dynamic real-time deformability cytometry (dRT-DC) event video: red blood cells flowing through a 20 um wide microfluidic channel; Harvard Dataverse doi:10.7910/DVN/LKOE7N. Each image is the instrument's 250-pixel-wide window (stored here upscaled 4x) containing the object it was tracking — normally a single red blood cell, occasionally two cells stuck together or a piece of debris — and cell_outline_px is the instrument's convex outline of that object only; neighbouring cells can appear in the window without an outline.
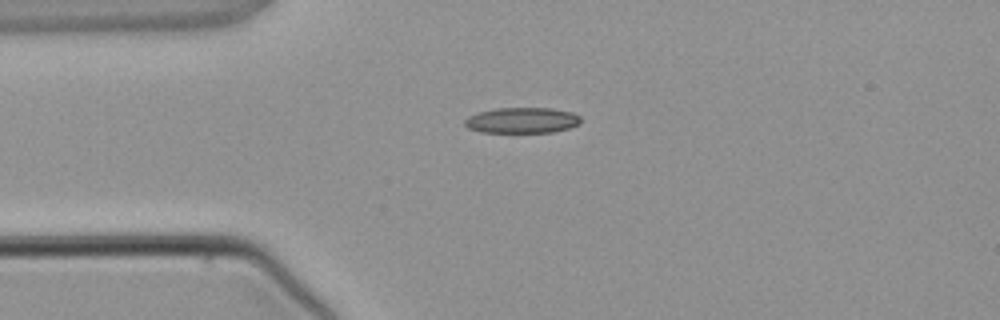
{"species": "common noctule bat (a hibernating species)", "species_latin": "Nyctalus noctula", "temperature_condition": "warm", "stored_images_in_passage": 1, "camera_frame_rate_fps": 3000, "um_per_image_px": 0.085, "animal": {"sex": "male", "body_mass_g": 21.5, "forearm_length_mm": 52.0}, "frame": {"image": 1, "passage_image": 1, "time_ms": 0.0, "image_size_px": [1000, 320], "cell_outline_px": [[580, 124], [568, 128], [552, 132], [480, 132], [468, 128], [464, 124], [464, 120], [468, 116], [480, 112], [496, 108], [552, 108], [572, 112], [580, 116]], "centroid_in_image_um": [44.37, 10.22], "position_along_channel_um": 40.6, "area_um2": 17.34}}